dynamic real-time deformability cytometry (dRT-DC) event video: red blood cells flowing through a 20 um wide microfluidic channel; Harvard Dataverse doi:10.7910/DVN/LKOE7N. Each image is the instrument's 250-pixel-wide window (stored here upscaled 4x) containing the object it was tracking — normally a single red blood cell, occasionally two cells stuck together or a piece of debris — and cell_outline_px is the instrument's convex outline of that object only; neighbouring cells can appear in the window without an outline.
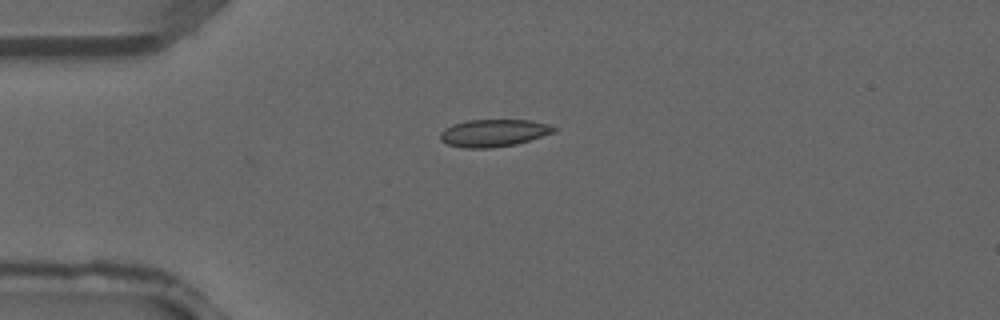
{"species": "common noctule bat (a hibernating species)", "species_latin": "Nyctalus noctula", "temperature_condition": "warm", "stored_images_in_passage": 3, "camera_frame_rate_fps": 3000, "um_per_image_px": 0.085, "animal": {"sex": "male", "forearm_length_mm": 52.5}, "frame": {"image": 1, "passage_image": 2, "time_ms": 0.333, "image_size_px": [1000, 320], "cell_outline_px": [[556, 132], [516, 144], [492, 148], [464, 148], [448, 144], [440, 140], [440, 132], [444, 128], [452, 124], [468, 120], [528, 120], [548, 124], [556, 128]], "centroid_in_image_um": [41.94, 11.3], "position_along_channel_um": 43.1, "area_um2": 18.15}}
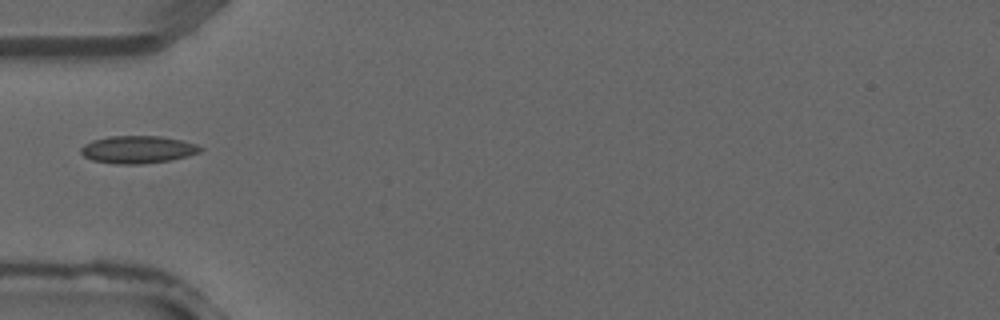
{"frame": {"image": 2, "passage_image": 3, "time_ms": 0.667, "image_size_px": [1000, 320], "cell_outline_px": [[204, 148], [200, 152], [188, 156], [168, 160], [140, 164], [112, 164], [92, 160], [84, 156], [80, 152], [80, 148], [84, 144], [92, 140], [108, 136], [160, 136], [180, 140], [196, 144]], "centroid_in_image_um": [11.68, 12.71], "position_along_channel_um": 73.3, "area_um2": 19.19}}